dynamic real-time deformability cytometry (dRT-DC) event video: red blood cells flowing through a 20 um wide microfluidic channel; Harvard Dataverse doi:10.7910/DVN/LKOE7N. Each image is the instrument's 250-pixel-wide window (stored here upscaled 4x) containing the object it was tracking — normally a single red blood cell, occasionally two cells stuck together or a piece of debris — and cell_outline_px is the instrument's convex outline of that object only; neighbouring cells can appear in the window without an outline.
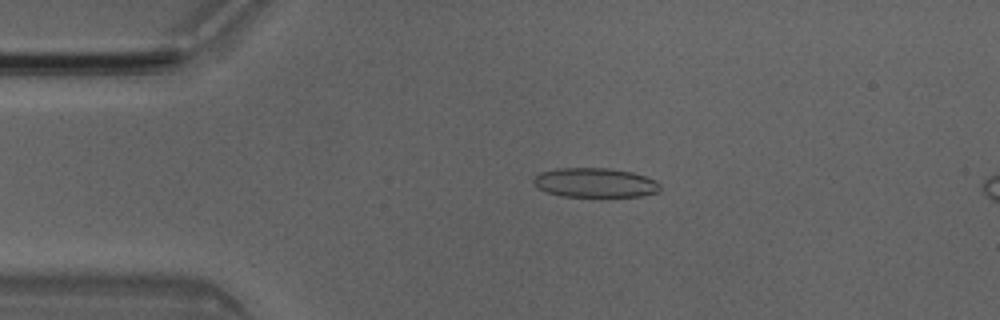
{"species": "Egyptian fruit bat (a non-hibernating species)", "species_latin": "Rousettus aegyptiacus", "temperature_condition": "room temperature", "stored_images_in_passage": 4, "camera_frame_rate_fps": 3000, "um_per_image_px": 0.085, "animal": {"sex": "male"}, "frame": {"image": 1, "passage_image": 2, "time_ms": 0.333, "image_size_px": [1000, 320], "cell_outline_px": [[660, 192], [640, 196], [560, 196], [544, 192], [536, 188], [532, 184], [532, 180], [540, 172], [556, 168], [604, 168], [632, 172], [656, 180], [660, 184]], "centroid_in_image_um": [50.53, 15.53], "position_along_channel_um": 34.5, "area_um2": 21.85}}